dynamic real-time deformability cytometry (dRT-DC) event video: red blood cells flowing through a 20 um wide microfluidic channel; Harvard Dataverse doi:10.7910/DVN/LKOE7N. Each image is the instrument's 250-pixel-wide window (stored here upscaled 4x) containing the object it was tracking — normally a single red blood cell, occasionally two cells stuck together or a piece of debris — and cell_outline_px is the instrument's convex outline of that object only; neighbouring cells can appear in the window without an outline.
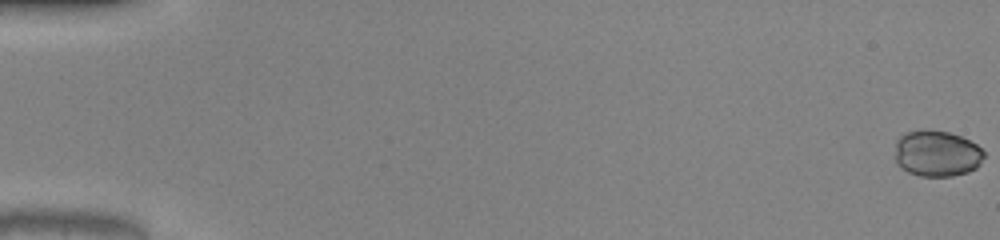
{"species": "common noctule bat (a hibernating species)", "species_latin": "Nyctalus noctula", "temperature_condition": "warm", "stored_images_in_passage": 52, "camera_frame_rate_fps": 3000, "um_per_image_px": 0.085, "animal": {"sex": "male", "body_mass_g": 20.0, "forearm_length_mm": 53.3}, "frame": {"image": 1, "passage_image": 1, "time_ms": 0.0, "image_size_px": [1000, 240], "cell_outline_px": [[984, 156], [980, 164], [976, 168], [968, 172], [952, 176], [920, 176], [908, 172], [900, 168], [896, 164], [896, 140], [904, 132], [924, 128], [948, 132], [960, 136], [976, 144], [984, 152]], "centroid_in_image_um": [79.6, 13.04], "position_along_channel_um": 5.4, "area_um2": 24.22}}
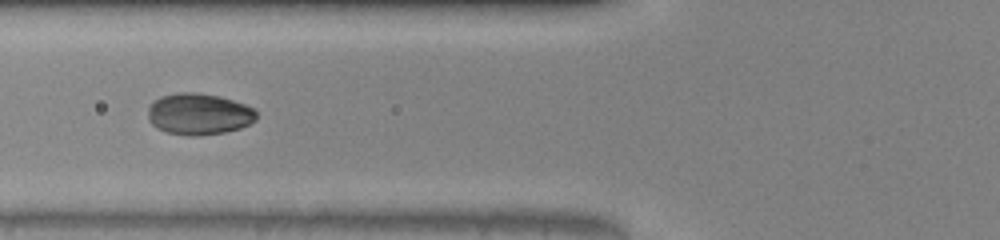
{"frame": {"image": 2, "passage_image": 22, "time_ms": 7.0, "image_size_px": [1000, 240], "cell_outline_px": [[256, 120], [240, 128], [224, 132], [200, 136], [188, 136], [168, 132], [156, 128], [148, 120], [148, 108], [160, 96], [180, 92], [196, 92], [220, 96], [256, 108]], "centroid_in_image_um": [16.91, 9.69], "position_along_channel_um": 108.9, "area_um2": 26.3}}
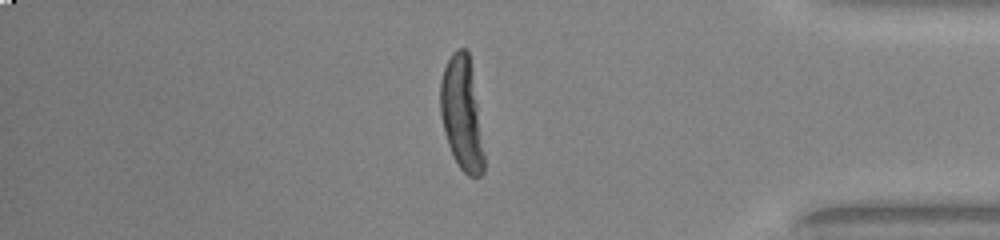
{"frame": {"image": 3, "passage_image": 45, "time_ms": 14.667, "image_size_px": [1000, 240], "cell_outline_px": [[484, 172], [480, 176], [468, 176], [460, 168], [452, 156], [448, 144], [440, 116], [440, 80], [444, 68], [452, 52], [460, 48], [464, 48], [468, 52], [484, 156]], "centroid_in_image_um": [39.21, 9.7], "position_along_channel_um": 396.0, "area_um2": 28.09}, "authors_computed_cell_mechanics": {"area_um2": 25.5187, "velocity_mm_per_s": 4.0742, "shape_relaxation_time_tau1_ms": 2.3057, "shape_relaxation_time_tau2_ms": null, "deformation_change_tau1": 0.0822, "deformation_change_tau2": null}}